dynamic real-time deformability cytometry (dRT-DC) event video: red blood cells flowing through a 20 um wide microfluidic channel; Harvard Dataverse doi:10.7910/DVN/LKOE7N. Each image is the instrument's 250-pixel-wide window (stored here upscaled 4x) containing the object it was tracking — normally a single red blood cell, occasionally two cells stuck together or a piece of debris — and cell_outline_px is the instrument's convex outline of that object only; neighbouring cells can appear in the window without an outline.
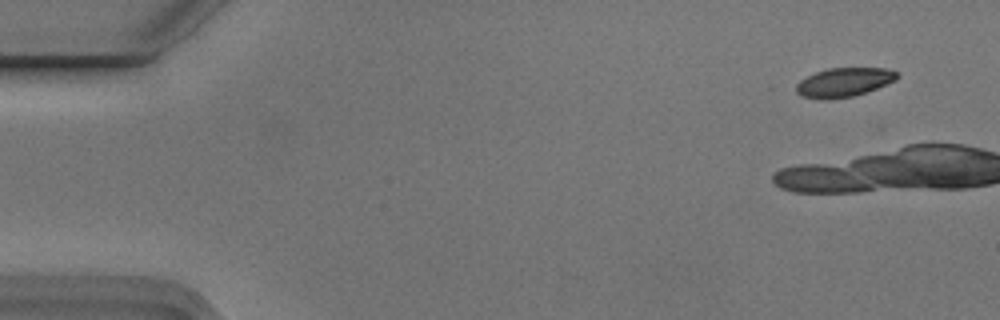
{"species": "Egyptian fruit bat (a non-hibernating species)", "species_latin": "Rousettus aegyptiacus", "temperature_condition": "cold", "stored_images_in_passage": 5, "camera_frame_rate_fps": 3000, "um_per_image_px": 0.085, "animal": {"sex": "male"}, "frame": {"image": 1, "passage_image": 1, "time_ms": 0.0, "image_size_px": [1000, 320], "cell_outline_px": [[900, 76], [896, 80], [876, 88], [852, 96], [828, 100], [820, 100], [800, 96], [796, 92], [796, 84], [800, 80], [816, 72], [828, 68], [888, 68], [896, 72]], "centroid_in_image_um": [71.71, 7.0], "position_along_channel_um": 13.3, "area_um2": 17.11}}